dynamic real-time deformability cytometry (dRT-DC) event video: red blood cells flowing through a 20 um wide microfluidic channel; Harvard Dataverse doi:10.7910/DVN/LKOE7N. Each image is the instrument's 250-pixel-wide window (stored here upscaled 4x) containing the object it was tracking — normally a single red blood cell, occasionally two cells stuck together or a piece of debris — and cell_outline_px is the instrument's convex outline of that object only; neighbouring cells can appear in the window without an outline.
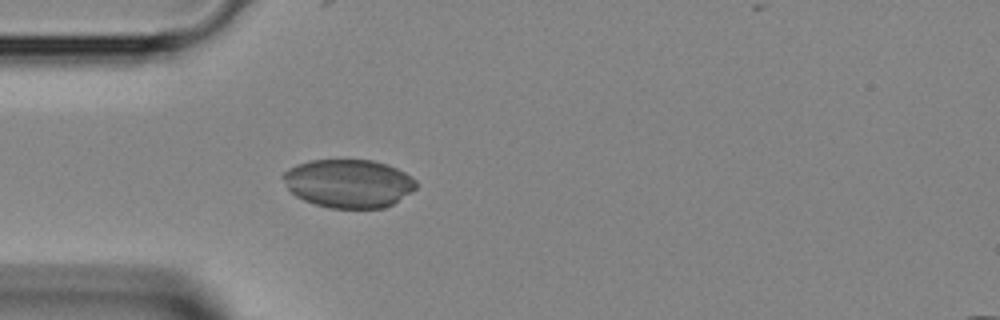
{"species": "Egyptian fruit bat (a non-hibernating species)", "species_latin": "Rousettus aegyptiacus", "temperature_condition": "room temperature", "stored_images_in_passage": 29, "camera_frame_rate_fps": 3000, "um_per_image_px": 0.085, "animal": {"sex": "female"}, "frame": {"image": 1, "passage_image": 1, "time_ms": 0.0, "image_size_px": [1000, 320], "cell_outline_px": [[416, 188], [392, 204], [384, 208], [328, 208], [304, 200], [296, 196], [288, 188], [280, 176], [288, 168], [296, 164], [308, 160], [372, 160], [388, 164], [412, 176], [416, 180]], "centroid_in_image_um": [29.6, 15.58], "position_along_channel_um": 55.4, "area_um2": 37.57}}
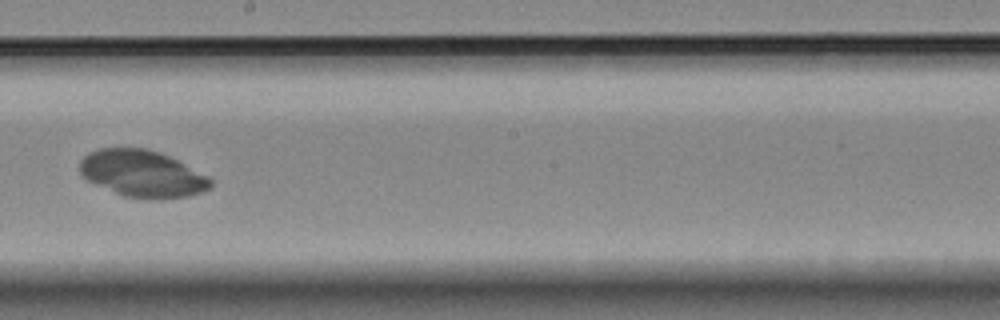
{"frame": {"image": 2, "passage_image": 13, "time_ms": 4.0, "image_size_px": [1000, 320], "cell_outline_px": [[212, 188], [188, 196], [160, 200], [152, 200], [124, 196], [96, 184], [88, 180], [80, 172], [80, 160], [88, 152], [100, 148], [148, 148], [160, 152], [208, 176], [212, 180]], "centroid_in_image_um": [12.11, 14.77], "position_along_channel_um": 236.1, "area_um2": 35.72}}
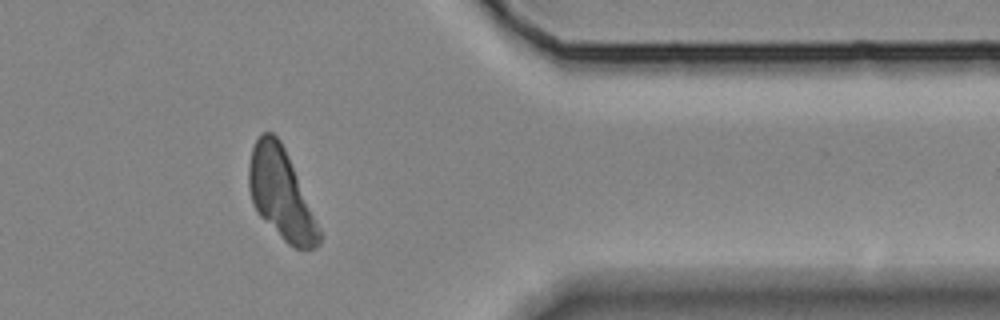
{"frame": {"image": 3, "passage_image": 24, "time_ms": 7.667, "image_size_px": [1000, 320], "cell_outline_px": [[320, 244], [316, 248], [296, 248], [288, 244], [260, 216], [252, 204], [248, 188], [248, 168], [252, 148], [256, 140], [264, 132], [272, 132], [280, 140], [288, 156], [320, 228]], "centroid_in_image_um": [23.86, 16.49], "position_along_channel_um": 387.5, "area_um2": 36.47}}